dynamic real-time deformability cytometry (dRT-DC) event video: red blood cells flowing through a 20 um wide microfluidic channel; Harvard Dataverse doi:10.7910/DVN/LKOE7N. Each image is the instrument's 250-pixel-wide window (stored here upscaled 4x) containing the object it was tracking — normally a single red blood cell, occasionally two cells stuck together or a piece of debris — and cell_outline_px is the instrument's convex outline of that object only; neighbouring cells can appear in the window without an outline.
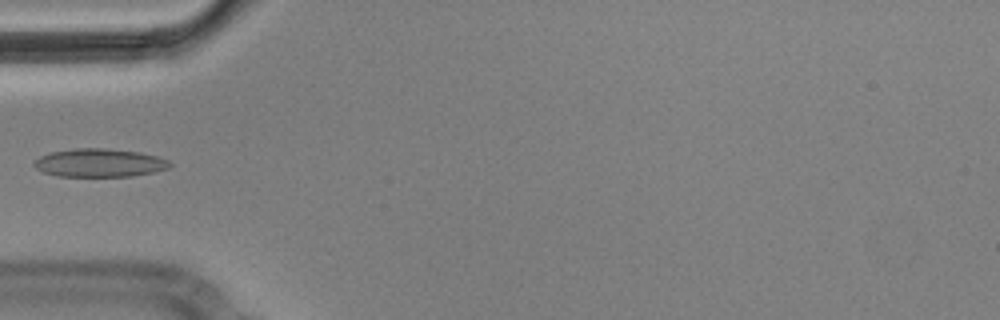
{"species": "Egyptian fruit bat (a non-hibernating species)", "species_latin": "Rousettus aegyptiacus", "temperature_condition": "cold", "stored_images_in_passage": 6, "camera_frame_rate_fps": 3000, "um_per_image_px": 0.085, "animal": {"sex": "male"}, "frame": {"image": 1, "passage_image": 6, "time_ms": 1.667, "image_size_px": [1000, 320], "cell_outline_px": [[172, 164], [168, 168], [152, 172], [132, 176], [56, 176], [44, 172], [36, 168], [32, 164], [40, 156], [52, 152], [76, 148], [104, 148], [140, 152], [156, 156], [168, 160]], "centroid_in_image_um": [8.45, 13.84], "position_along_channel_um": 76.6, "area_um2": 22.2}}